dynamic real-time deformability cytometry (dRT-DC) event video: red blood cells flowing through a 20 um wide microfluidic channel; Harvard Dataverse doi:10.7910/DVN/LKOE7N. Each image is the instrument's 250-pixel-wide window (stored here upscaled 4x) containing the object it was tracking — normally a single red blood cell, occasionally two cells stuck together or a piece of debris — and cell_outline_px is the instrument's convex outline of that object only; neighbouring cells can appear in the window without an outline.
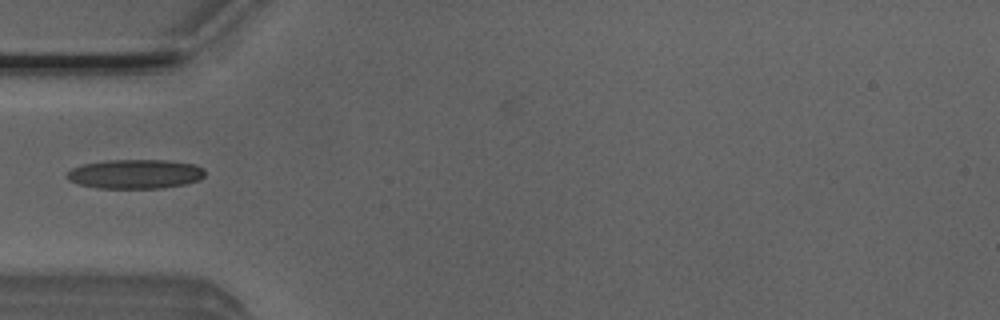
{"species": "Egyptian fruit bat (a non-hibernating species)", "species_latin": "Rousettus aegyptiacus", "temperature_condition": "room temperature", "stored_images_in_passage": 37, "camera_frame_rate_fps": 3000, "um_per_image_px": 0.085, "animal": {"sex": "male"}, "frame": {"image": 1, "passage_image": 1, "time_ms": 0.0, "image_size_px": [1000, 320], "cell_outline_px": [[204, 176], [200, 180], [184, 184], [160, 188], [96, 188], [80, 184], [68, 180], [64, 176], [72, 168], [84, 164], [104, 160], [168, 160], [196, 164], [204, 168]], "centroid_in_image_um": [11.5, 14.78], "position_along_channel_um": 73.5, "area_um2": 23.7}}
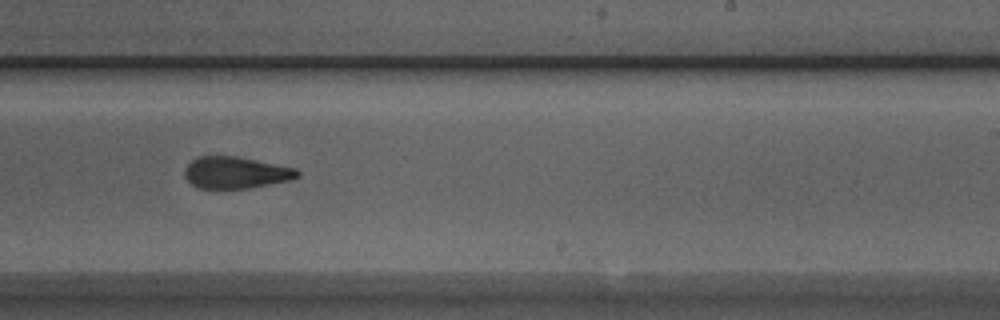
{"frame": {"image": 2, "passage_image": 16, "time_ms": 5.0, "image_size_px": [1000, 320], "cell_outline_px": [[300, 176], [292, 180], [248, 188], [200, 188], [192, 184], [184, 176], [184, 168], [192, 160], [200, 156], [236, 156], [296, 168], [300, 172]], "centroid_in_image_um": [20.06, 14.67], "position_along_channel_um": 268.9, "area_um2": 20.81}}
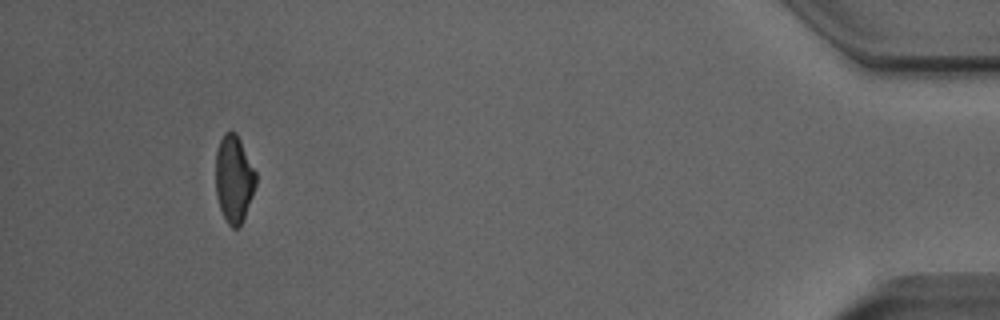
{"frame": {"image": 3, "passage_image": 33, "time_ms": 10.667, "image_size_px": [1000, 320], "cell_outline_px": [[256, 184], [252, 196], [240, 228], [232, 228], [228, 224], [220, 208], [216, 192], [216, 152], [220, 140], [224, 132], [236, 132], [256, 172]], "centroid_in_image_um": [19.88, 15.22], "position_along_channel_um": 415.3, "area_um2": 20.29}}